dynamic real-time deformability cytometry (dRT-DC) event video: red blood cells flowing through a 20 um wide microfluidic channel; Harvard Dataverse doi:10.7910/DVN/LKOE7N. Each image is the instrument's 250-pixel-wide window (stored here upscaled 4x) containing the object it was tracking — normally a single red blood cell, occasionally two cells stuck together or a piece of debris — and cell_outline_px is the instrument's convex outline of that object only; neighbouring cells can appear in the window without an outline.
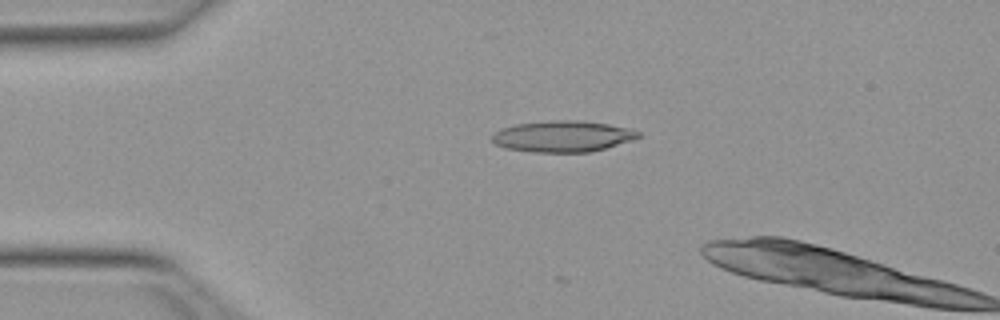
{"species": "Egyptian fruit bat (a non-hibernating species)", "species_latin": "Rousettus aegyptiacus", "temperature_condition": "warm", "stored_images_in_passage": 4, "camera_frame_rate_fps": 3000, "um_per_image_px": 0.085, "animal": {"sex": "female"}, "frame": {"image": 1, "passage_image": 4, "time_ms": 1.0, "image_size_px": [1000, 320], "cell_outline_px": [[948, 284], [944, 304], [924, 304], [860, 296], [856, 292], [880, 268], [888, 268]], "centroid_in_image_um": [76.81, 24.47], "position_along_channel_um": 8.2, "area_um2": 15.95}}